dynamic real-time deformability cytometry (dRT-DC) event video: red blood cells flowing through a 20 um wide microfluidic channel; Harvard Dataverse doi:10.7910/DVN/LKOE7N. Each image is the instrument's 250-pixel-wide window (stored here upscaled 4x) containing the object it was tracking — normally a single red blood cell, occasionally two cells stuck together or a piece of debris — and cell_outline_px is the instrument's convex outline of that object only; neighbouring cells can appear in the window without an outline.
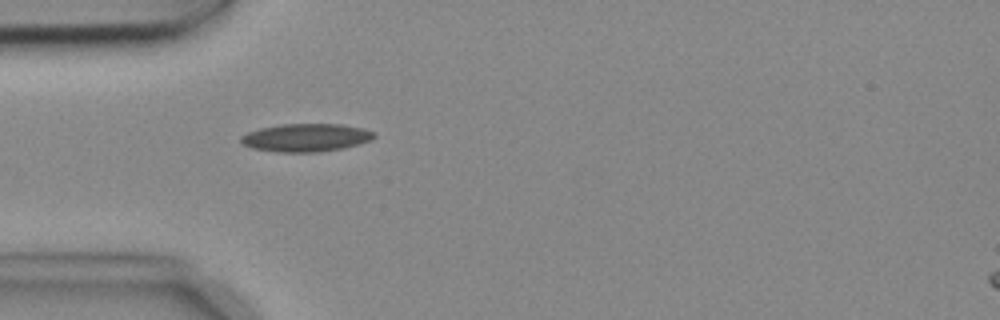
{"species": "common noctule bat (a hibernating species)", "species_latin": "Nyctalus noctula", "temperature_condition": "cold", "stored_images_in_passage": 4, "camera_frame_rate_fps": 3000, "um_per_image_px": 0.085, "animal": {"sex": "female", "body_mass_g": 18.4}, "frame": {"image": 1, "passage_image": 4, "time_ms": 1.0, "image_size_px": [1000, 320], "cell_outline_px": [[376, 136], [372, 140], [344, 148], [316, 152], [276, 152], [252, 148], [244, 144], [240, 140], [240, 136], [248, 132], [260, 128], [280, 124], [340, 124], [364, 128], [372, 132]], "centroid_in_image_um": [26.01, 11.69], "position_along_channel_um": 59.0, "area_um2": 21.73}}